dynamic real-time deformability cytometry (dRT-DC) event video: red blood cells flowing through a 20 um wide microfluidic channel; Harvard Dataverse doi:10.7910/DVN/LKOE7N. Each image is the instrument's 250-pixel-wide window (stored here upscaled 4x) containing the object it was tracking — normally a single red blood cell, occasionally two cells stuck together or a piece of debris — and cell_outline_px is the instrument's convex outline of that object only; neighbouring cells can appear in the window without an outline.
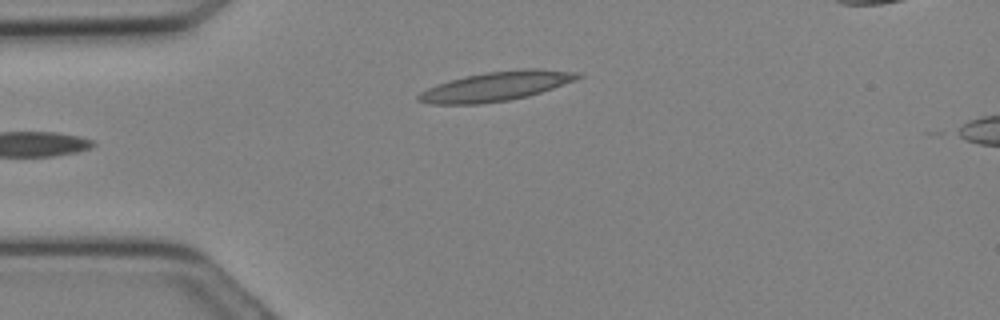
{"species": "Egyptian fruit bat (a non-hibernating species)", "species_latin": "Rousettus aegyptiacus", "temperature_condition": "cold", "stored_images_in_passage": 10, "camera_frame_rate_fps": 3000, "um_per_image_px": 0.085, "animal": {"sex": "female"}, "frame": {"image": 1, "passage_image": 1, "time_ms": 0.0, "image_size_px": [1000, 320], "cell_outline_px": [[584, 76], [576, 80], [528, 96], [508, 100], [480, 104], [432, 104], [416, 100], [416, 96], [420, 92], [436, 84], [464, 76], [484, 72], [524, 68], [536, 68], [580, 72]], "centroid_in_image_um": [42.17, 7.32], "position_along_channel_um": 42.8, "area_um2": 27.4}}
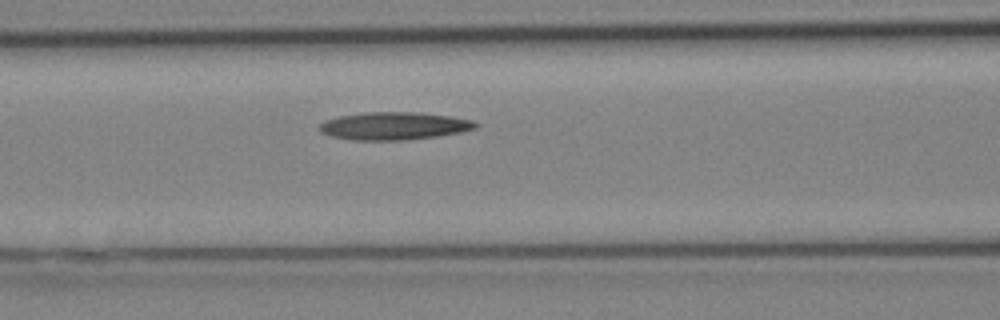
{"frame": {"image": 2, "passage_image": 6, "time_ms": 1.667, "image_size_px": [1000, 320], "cell_outline_px": [[480, 124], [476, 128], [460, 132], [436, 136], [404, 140], [352, 140], [332, 136], [320, 132], [320, 124], [324, 120], [340, 116], [364, 112], [420, 112], [448, 116], [472, 120]], "centroid_in_image_um": [33.48, 10.7], "position_along_channel_um": 133.1, "area_um2": 25.14}}
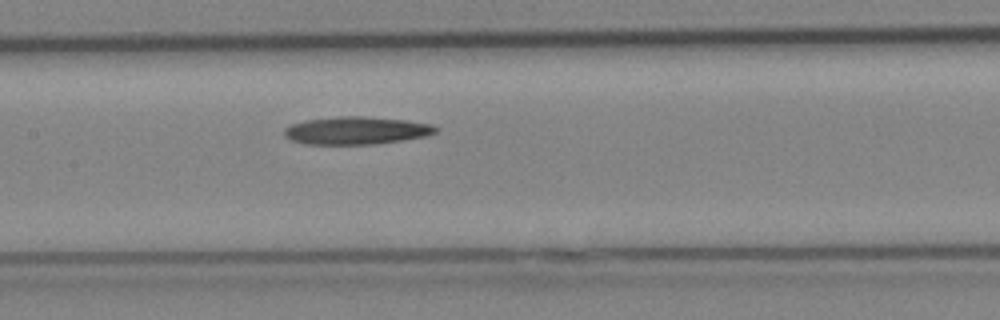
{"frame": {"image": 3, "passage_image": 8, "time_ms": 2.333, "image_size_px": [1000, 320], "cell_outline_px": [[440, 128], [436, 132], [424, 136], [376, 144], [304, 144], [292, 140], [284, 136], [284, 128], [292, 124], [308, 120], [340, 116], [364, 116], [408, 120], [432, 124]], "centroid_in_image_um": [30.3, 11.09], "position_along_channel_um": 177.1, "area_um2": 24.39}}